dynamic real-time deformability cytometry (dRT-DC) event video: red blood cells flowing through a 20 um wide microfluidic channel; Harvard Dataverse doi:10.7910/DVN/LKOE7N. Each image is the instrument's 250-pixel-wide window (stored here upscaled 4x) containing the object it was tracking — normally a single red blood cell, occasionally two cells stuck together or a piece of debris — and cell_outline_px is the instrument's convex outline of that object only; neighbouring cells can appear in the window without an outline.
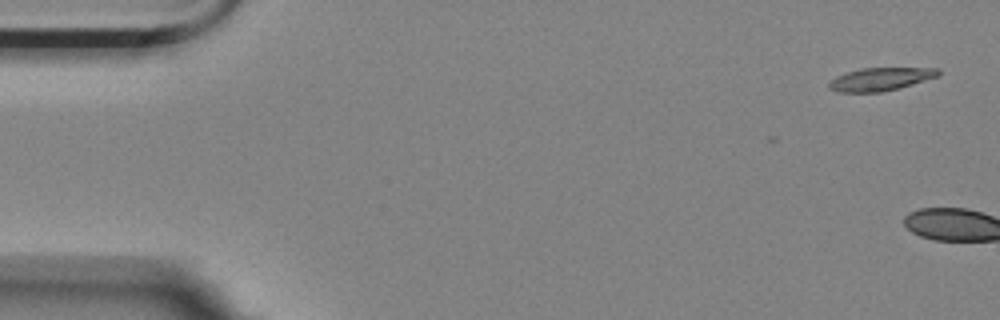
{"species": "Egyptian fruit bat (a non-hibernating species)", "species_latin": "Rousettus aegyptiacus", "temperature_condition": "room temperature", "stored_images_in_passage": 2, "camera_frame_rate_fps": 3000, "um_per_image_px": 0.085, "animal": {"sex": "female"}, "frame": {"image": 1, "passage_image": 1, "time_ms": 0.0, "image_size_px": [1000, 320], "cell_outline_px": [[940, 76], [912, 84], [880, 92], [836, 92], [828, 88], [828, 84], [836, 76], [860, 68], [940, 68]], "centroid_in_image_um": [74.84, 6.72], "position_along_channel_um": 10.2, "area_um2": 14.57}}